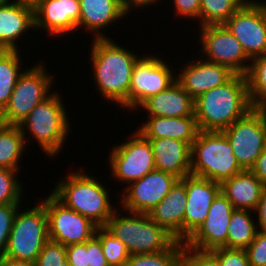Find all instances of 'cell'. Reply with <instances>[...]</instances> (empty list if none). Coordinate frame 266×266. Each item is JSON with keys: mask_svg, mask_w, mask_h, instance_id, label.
<instances>
[{"mask_svg": "<svg viewBox=\"0 0 266 266\" xmlns=\"http://www.w3.org/2000/svg\"><path fill=\"white\" fill-rule=\"evenodd\" d=\"M223 25L250 59L266 53V2L247 0Z\"/></svg>", "mask_w": 266, "mask_h": 266, "instance_id": "12", "label": "cell"}, {"mask_svg": "<svg viewBox=\"0 0 266 266\" xmlns=\"http://www.w3.org/2000/svg\"><path fill=\"white\" fill-rule=\"evenodd\" d=\"M79 17V0H40L34 6V28L56 37L77 31Z\"/></svg>", "mask_w": 266, "mask_h": 266, "instance_id": "18", "label": "cell"}, {"mask_svg": "<svg viewBox=\"0 0 266 266\" xmlns=\"http://www.w3.org/2000/svg\"><path fill=\"white\" fill-rule=\"evenodd\" d=\"M181 266H219V262L210 251L196 250L183 242Z\"/></svg>", "mask_w": 266, "mask_h": 266, "instance_id": "38", "label": "cell"}, {"mask_svg": "<svg viewBox=\"0 0 266 266\" xmlns=\"http://www.w3.org/2000/svg\"><path fill=\"white\" fill-rule=\"evenodd\" d=\"M119 212L117 208L104 227L125 244L130 255L165 251L176 241L147 214L128 212L129 216H121Z\"/></svg>", "mask_w": 266, "mask_h": 266, "instance_id": "6", "label": "cell"}, {"mask_svg": "<svg viewBox=\"0 0 266 266\" xmlns=\"http://www.w3.org/2000/svg\"><path fill=\"white\" fill-rule=\"evenodd\" d=\"M46 69L43 62H38V65L24 70L7 105L0 112L1 123L20 125L36 105L52 94L54 80Z\"/></svg>", "mask_w": 266, "mask_h": 266, "instance_id": "8", "label": "cell"}, {"mask_svg": "<svg viewBox=\"0 0 266 266\" xmlns=\"http://www.w3.org/2000/svg\"><path fill=\"white\" fill-rule=\"evenodd\" d=\"M246 78L252 107L264 109L266 107V53L251 59Z\"/></svg>", "mask_w": 266, "mask_h": 266, "instance_id": "30", "label": "cell"}, {"mask_svg": "<svg viewBox=\"0 0 266 266\" xmlns=\"http://www.w3.org/2000/svg\"><path fill=\"white\" fill-rule=\"evenodd\" d=\"M96 236L101 241L107 263L110 266H125L130 256L125 244L104 226L97 228Z\"/></svg>", "mask_w": 266, "mask_h": 266, "instance_id": "33", "label": "cell"}, {"mask_svg": "<svg viewBox=\"0 0 266 266\" xmlns=\"http://www.w3.org/2000/svg\"><path fill=\"white\" fill-rule=\"evenodd\" d=\"M194 103V116L203 131H223L253 109L243 74L201 94Z\"/></svg>", "mask_w": 266, "mask_h": 266, "instance_id": "2", "label": "cell"}, {"mask_svg": "<svg viewBox=\"0 0 266 266\" xmlns=\"http://www.w3.org/2000/svg\"><path fill=\"white\" fill-rule=\"evenodd\" d=\"M7 2H8V0H0V5H3L5 3H7Z\"/></svg>", "mask_w": 266, "mask_h": 266, "instance_id": "48", "label": "cell"}, {"mask_svg": "<svg viewBox=\"0 0 266 266\" xmlns=\"http://www.w3.org/2000/svg\"><path fill=\"white\" fill-rule=\"evenodd\" d=\"M60 95L57 91L52 92L49 97L36 105L19 125L26 145L32 136L48 157L59 154L71 129L68 112ZM27 130L30 133L29 137Z\"/></svg>", "mask_w": 266, "mask_h": 266, "instance_id": "4", "label": "cell"}, {"mask_svg": "<svg viewBox=\"0 0 266 266\" xmlns=\"http://www.w3.org/2000/svg\"><path fill=\"white\" fill-rule=\"evenodd\" d=\"M11 1L0 5V49L3 50H19L18 39L34 30V7Z\"/></svg>", "mask_w": 266, "mask_h": 266, "instance_id": "21", "label": "cell"}, {"mask_svg": "<svg viewBox=\"0 0 266 266\" xmlns=\"http://www.w3.org/2000/svg\"><path fill=\"white\" fill-rule=\"evenodd\" d=\"M91 45L89 59L98 91L106 101L128 110L132 72L139 56L116 44L109 36L93 38Z\"/></svg>", "mask_w": 266, "mask_h": 266, "instance_id": "1", "label": "cell"}, {"mask_svg": "<svg viewBox=\"0 0 266 266\" xmlns=\"http://www.w3.org/2000/svg\"><path fill=\"white\" fill-rule=\"evenodd\" d=\"M219 266H250L245 249L218 247L210 250Z\"/></svg>", "mask_w": 266, "mask_h": 266, "instance_id": "37", "label": "cell"}, {"mask_svg": "<svg viewBox=\"0 0 266 266\" xmlns=\"http://www.w3.org/2000/svg\"><path fill=\"white\" fill-rule=\"evenodd\" d=\"M133 136V137H132ZM130 140L114 146L109 161L112 176L124 184L140 180L155 170L151 143L139 131L132 132Z\"/></svg>", "mask_w": 266, "mask_h": 266, "instance_id": "10", "label": "cell"}, {"mask_svg": "<svg viewBox=\"0 0 266 266\" xmlns=\"http://www.w3.org/2000/svg\"><path fill=\"white\" fill-rule=\"evenodd\" d=\"M35 266H66V246L48 240L40 251Z\"/></svg>", "mask_w": 266, "mask_h": 266, "instance_id": "35", "label": "cell"}, {"mask_svg": "<svg viewBox=\"0 0 266 266\" xmlns=\"http://www.w3.org/2000/svg\"><path fill=\"white\" fill-rule=\"evenodd\" d=\"M254 212L258 214L257 219L258 230L266 231V187L263 188L261 198L256 206Z\"/></svg>", "mask_w": 266, "mask_h": 266, "instance_id": "44", "label": "cell"}, {"mask_svg": "<svg viewBox=\"0 0 266 266\" xmlns=\"http://www.w3.org/2000/svg\"><path fill=\"white\" fill-rule=\"evenodd\" d=\"M39 1L40 0H13V2L30 5L32 7H34Z\"/></svg>", "mask_w": 266, "mask_h": 266, "instance_id": "47", "label": "cell"}, {"mask_svg": "<svg viewBox=\"0 0 266 266\" xmlns=\"http://www.w3.org/2000/svg\"><path fill=\"white\" fill-rule=\"evenodd\" d=\"M199 30V42L205 60L227 66L236 74H247L251 59L244 52L241 43L223 24L204 25Z\"/></svg>", "mask_w": 266, "mask_h": 266, "instance_id": "14", "label": "cell"}, {"mask_svg": "<svg viewBox=\"0 0 266 266\" xmlns=\"http://www.w3.org/2000/svg\"><path fill=\"white\" fill-rule=\"evenodd\" d=\"M19 205L21 204L0 205V257L6 250L15 214L20 208Z\"/></svg>", "mask_w": 266, "mask_h": 266, "instance_id": "36", "label": "cell"}, {"mask_svg": "<svg viewBox=\"0 0 266 266\" xmlns=\"http://www.w3.org/2000/svg\"><path fill=\"white\" fill-rule=\"evenodd\" d=\"M25 147L24 135L19 125L0 123V168L18 171Z\"/></svg>", "mask_w": 266, "mask_h": 266, "instance_id": "27", "label": "cell"}, {"mask_svg": "<svg viewBox=\"0 0 266 266\" xmlns=\"http://www.w3.org/2000/svg\"><path fill=\"white\" fill-rule=\"evenodd\" d=\"M176 74V81L195 100L201 94L228 82L236 73L229 67L203 59L191 60Z\"/></svg>", "mask_w": 266, "mask_h": 266, "instance_id": "19", "label": "cell"}, {"mask_svg": "<svg viewBox=\"0 0 266 266\" xmlns=\"http://www.w3.org/2000/svg\"><path fill=\"white\" fill-rule=\"evenodd\" d=\"M162 57L142 56L135 62L128 96V111L148 98L166 90L176 81V74Z\"/></svg>", "mask_w": 266, "mask_h": 266, "instance_id": "13", "label": "cell"}, {"mask_svg": "<svg viewBox=\"0 0 266 266\" xmlns=\"http://www.w3.org/2000/svg\"><path fill=\"white\" fill-rule=\"evenodd\" d=\"M183 242L175 241L167 250L130 255L125 266H181Z\"/></svg>", "mask_w": 266, "mask_h": 266, "instance_id": "32", "label": "cell"}, {"mask_svg": "<svg viewBox=\"0 0 266 266\" xmlns=\"http://www.w3.org/2000/svg\"><path fill=\"white\" fill-rule=\"evenodd\" d=\"M194 99L175 81L166 90L145 100L139 107L148 116L195 117Z\"/></svg>", "mask_w": 266, "mask_h": 266, "instance_id": "24", "label": "cell"}, {"mask_svg": "<svg viewBox=\"0 0 266 266\" xmlns=\"http://www.w3.org/2000/svg\"><path fill=\"white\" fill-rule=\"evenodd\" d=\"M155 169L173 174L179 179L191 174V145L172 138L149 139Z\"/></svg>", "mask_w": 266, "mask_h": 266, "instance_id": "20", "label": "cell"}, {"mask_svg": "<svg viewBox=\"0 0 266 266\" xmlns=\"http://www.w3.org/2000/svg\"><path fill=\"white\" fill-rule=\"evenodd\" d=\"M41 203L46 209L49 240L68 246L85 243L96 235L98 225L66 207L52 193Z\"/></svg>", "mask_w": 266, "mask_h": 266, "instance_id": "11", "label": "cell"}, {"mask_svg": "<svg viewBox=\"0 0 266 266\" xmlns=\"http://www.w3.org/2000/svg\"><path fill=\"white\" fill-rule=\"evenodd\" d=\"M185 184L186 208L183 217V242L206 220L213 200L221 192V184L194 175L180 179Z\"/></svg>", "mask_w": 266, "mask_h": 266, "instance_id": "17", "label": "cell"}, {"mask_svg": "<svg viewBox=\"0 0 266 266\" xmlns=\"http://www.w3.org/2000/svg\"><path fill=\"white\" fill-rule=\"evenodd\" d=\"M85 172H70L51 192L66 207L92 220L99 227L107 224L116 208L100 180Z\"/></svg>", "mask_w": 266, "mask_h": 266, "instance_id": "3", "label": "cell"}, {"mask_svg": "<svg viewBox=\"0 0 266 266\" xmlns=\"http://www.w3.org/2000/svg\"><path fill=\"white\" fill-rule=\"evenodd\" d=\"M178 180L173 174L155 169L122 188L121 207L125 212L147 214L164 199Z\"/></svg>", "mask_w": 266, "mask_h": 266, "instance_id": "15", "label": "cell"}, {"mask_svg": "<svg viewBox=\"0 0 266 266\" xmlns=\"http://www.w3.org/2000/svg\"><path fill=\"white\" fill-rule=\"evenodd\" d=\"M186 202L185 184L179 179L164 199L147 215L177 241L183 242V217Z\"/></svg>", "mask_w": 266, "mask_h": 266, "instance_id": "22", "label": "cell"}, {"mask_svg": "<svg viewBox=\"0 0 266 266\" xmlns=\"http://www.w3.org/2000/svg\"><path fill=\"white\" fill-rule=\"evenodd\" d=\"M20 50H0V112L7 105L21 71Z\"/></svg>", "mask_w": 266, "mask_h": 266, "instance_id": "29", "label": "cell"}, {"mask_svg": "<svg viewBox=\"0 0 266 266\" xmlns=\"http://www.w3.org/2000/svg\"><path fill=\"white\" fill-rule=\"evenodd\" d=\"M0 266H35V265L29 262L14 260L5 256H1Z\"/></svg>", "mask_w": 266, "mask_h": 266, "instance_id": "46", "label": "cell"}, {"mask_svg": "<svg viewBox=\"0 0 266 266\" xmlns=\"http://www.w3.org/2000/svg\"><path fill=\"white\" fill-rule=\"evenodd\" d=\"M19 171L0 168V205L21 203L23 184L17 179Z\"/></svg>", "mask_w": 266, "mask_h": 266, "instance_id": "34", "label": "cell"}, {"mask_svg": "<svg viewBox=\"0 0 266 266\" xmlns=\"http://www.w3.org/2000/svg\"><path fill=\"white\" fill-rule=\"evenodd\" d=\"M161 0H125L123 3H122V7H123V10L125 12L126 15L130 14L131 11L133 12V8H139L141 9L146 7V6H150V5H153L160 3Z\"/></svg>", "mask_w": 266, "mask_h": 266, "instance_id": "45", "label": "cell"}, {"mask_svg": "<svg viewBox=\"0 0 266 266\" xmlns=\"http://www.w3.org/2000/svg\"><path fill=\"white\" fill-rule=\"evenodd\" d=\"M136 129L146 139L172 138L192 145L199 128L195 117L148 116V121Z\"/></svg>", "mask_w": 266, "mask_h": 266, "instance_id": "25", "label": "cell"}, {"mask_svg": "<svg viewBox=\"0 0 266 266\" xmlns=\"http://www.w3.org/2000/svg\"><path fill=\"white\" fill-rule=\"evenodd\" d=\"M264 186L250 171L243 170L221 183L222 194L235 209L254 211Z\"/></svg>", "mask_w": 266, "mask_h": 266, "instance_id": "26", "label": "cell"}, {"mask_svg": "<svg viewBox=\"0 0 266 266\" xmlns=\"http://www.w3.org/2000/svg\"><path fill=\"white\" fill-rule=\"evenodd\" d=\"M66 254L68 265L88 266V241L66 246Z\"/></svg>", "mask_w": 266, "mask_h": 266, "instance_id": "40", "label": "cell"}, {"mask_svg": "<svg viewBox=\"0 0 266 266\" xmlns=\"http://www.w3.org/2000/svg\"><path fill=\"white\" fill-rule=\"evenodd\" d=\"M247 0H200L199 27L224 24Z\"/></svg>", "mask_w": 266, "mask_h": 266, "instance_id": "31", "label": "cell"}, {"mask_svg": "<svg viewBox=\"0 0 266 266\" xmlns=\"http://www.w3.org/2000/svg\"><path fill=\"white\" fill-rule=\"evenodd\" d=\"M242 171L223 131H199L191 145V175L221 184Z\"/></svg>", "mask_w": 266, "mask_h": 266, "instance_id": "5", "label": "cell"}, {"mask_svg": "<svg viewBox=\"0 0 266 266\" xmlns=\"http://www.w3.org/2000/svg\"><path fill=\"white\" fill-rule=\"evenodd\" d=\"M234 210L231 202L220 192L213 200L206 220L184 244L200 251L227 248L228 226Z\"/></svg>", "mask_w": 266, "mask_h": 266, "instance_id": "16", "label": "cell"}, {"mask_svg": "<svg viewBox=\"0 0 266 266\" xmlns=\"http://www.w3.org/2000/svg\"><path fill=\"white\" fill-rule=\"evenodd\" d=\"M254 211L235 209L231 215L228 234L227 248L246 249L257 234V223L251 216Z\"/></svg>", "mask_w": 266, "mask_h": 266, "instance_id": "28", "label": "cell"}, {"mask_svg": "<svg viewBox=\"0 0 266 266\" xmlns=\"http://www.w3.org/2000/svg\"><path fill=\"white\" fill-rule=\"evenodd\" d=\"M233 154L243 170H250L266 148V111L251 109L244 117L223 130Z\"/></svg>", "mask_w": 266, "mask_h": 266, "instance_id": "9", "label": "cell"}, {"mask_svg": "<svg viewBox=\"0 0 266 266\" xmlns=\"http://www.w3.org/2000/svg\"><path fill=\"white\" fill-rule=\"evenodd\" d=\"M79 3L78 30L82 27L87 29V32L94 35L91 36L94 39L107 38L103 33L104 27L109 28V25L118 22L117 20L127 17L122 3L118 0H79Z\"/></svg>", "mask_w": 266, "mask_h": 266, "instance_id": "23", "label": "cell"}, {"mask_svg": "<svg viewBox=\"0 0 266 266\" xmlns=\"http://www.w3.org/2000/svg\"><path fill=\"white\" fill-rule=\"evenodd\" d=\"M172 2L174 3L176 15L199 21L200 0H172Z\"/></svg>", "mask_w": 266, "mask_h": 266, "instance_id": "41", "label": "cell"}, {"mask_svg": "<svg viewBox=\"0 0 266 266\" xmlns=\"http://www.w3.org/2000/svg\"><path fill=\"white\" fill-rule=\"evenodd\" d=\"M245 250L250 266H266V231L258 230Z\"/></svg>", "mask_w": 266, "mask_h": 266, "instance_id": "39", "label": "cell"}, {"mask_svg": "<svg viewBox=\"0 0 266 266\" xmlns=\"http://www.w3.org/2000/svg\"><path fill=\"white\" fill-rule=\"evenodd\" d=\"M250 171L260 180L264 187H266V148L258 156Z\"/></svg>", "mask_w": 266, "mask_h": 266, "instance_id": "43", "label": "cell"}, {"mask_svg": "<svg viewBox=\"0 0 266 266\" xmlns=\"http://www.w3.org/2000/svg\"><path fill=\"white\" fill-rule=\"evenodd\" d=\"M19 209L3 256L35 264L40 251L49 240L46 209L41 202L26 211Z\"/></svg>", "mask_w": 266, "mask_h": 266, "instance_id": "7", "label": "cell"}, {"mask_svg": "<svg viewBox=\"0 0 266 266\" xmlns=\"http://www.w3.org/2000/svg\"><path fill=\"white\" fill-rule=\"evenodd\" d=\"M88 266H110L102 251L100 239L95 235L88 240Z\"/></svg>", "mask_w": 266, "mask_h": 266, "instance_id": "42", "label": "cell"}]
</instances>
